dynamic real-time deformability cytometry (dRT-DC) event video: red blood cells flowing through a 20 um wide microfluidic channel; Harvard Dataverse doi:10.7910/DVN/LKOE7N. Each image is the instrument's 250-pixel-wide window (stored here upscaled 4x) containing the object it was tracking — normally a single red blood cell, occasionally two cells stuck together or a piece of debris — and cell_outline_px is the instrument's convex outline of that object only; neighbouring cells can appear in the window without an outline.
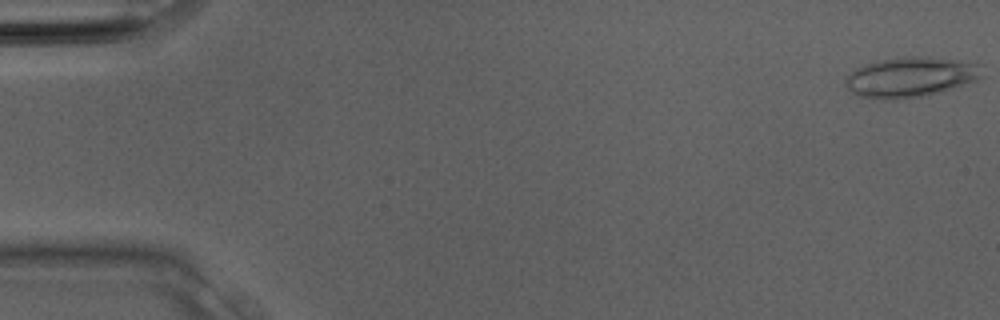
{"species": "Egyptian fruit bat (a non-hibernating species)", "species_latin": "Rousettus aegyptiacus", "temperature_condition": "room temperature", "stored_images_in_passage": 4, "camera_frame_rate_fps": 3000, "um_per_image_px": 0.085, "animal": {"sex": "male"}, "frame": {"image": 1, "passage_image": 1, "time_ms": 0.0, "image_size_px": [1000, 320], "cell_outline_px": [[984, 76], [976, 80], [928, 96], [896, 100], [884, 100], [856, 96], [844, 84], [844, 76], [856, 68], [876, 60], [904, 56], [924, 56], [956, 60], [976, 64]], "centroid_in_image_um": [77.31, 6.57], "position_along_channel_um": 7.7, "area_um2": 32.25}}